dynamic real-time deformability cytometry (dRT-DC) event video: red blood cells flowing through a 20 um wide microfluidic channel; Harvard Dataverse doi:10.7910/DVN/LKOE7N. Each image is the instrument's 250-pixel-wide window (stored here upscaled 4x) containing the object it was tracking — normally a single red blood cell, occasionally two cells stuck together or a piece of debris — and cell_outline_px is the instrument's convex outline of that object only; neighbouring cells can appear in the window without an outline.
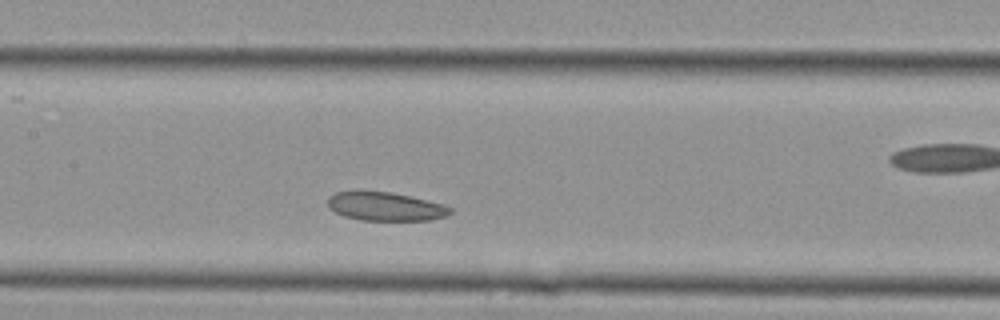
{"species": "Egyptian fruit bat (a non-hibernating species)", "species_latin": "Rousettus aegyptiacus", "temperature_condition": "cold", "stored_images_in_passage": 12, "camera_frame_rate_fps": 3000, "um_per_image_px": 0.085, "animal": {"sex": "female"}, "frame": {"image": 1, "passage_image": 7, "time_ms": 2.0, "image_size_px": [1000, 320], "cell_outline_px": [[452, 212], [444, 216], [428, 220], [360, 220], [344, 216], [328, 208], [328, 196], [336, 192], [392, 192], [440, 204], [452, 208]], "centroid_in_image_um": [32.71, 17.56], "position_along_channel_um": 174.7, "area_um2": 19.94}}
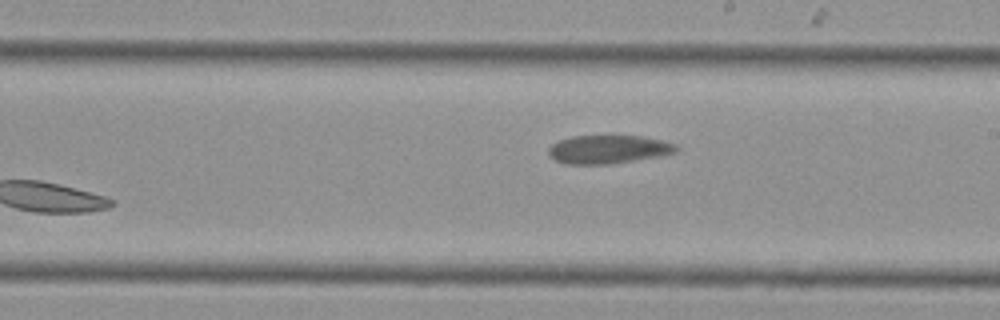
{"frame": {"image": 2, "passage_image": 12, "time_ms": 3.667, "image_size_px": [1000, 320], "cell_outline_px": [[680, 148], [676, 152], [660, 156], [608, 164], [564, 164], [548, 156], [548, 148], [552, 144], [560, 140], [572, 136], [640, 136], [660, 140], [676, 144]], "centroid_in_image_um": [51.69, 12.7], "position_along_channel_um": 237.3, "area_um2": 21.1}}